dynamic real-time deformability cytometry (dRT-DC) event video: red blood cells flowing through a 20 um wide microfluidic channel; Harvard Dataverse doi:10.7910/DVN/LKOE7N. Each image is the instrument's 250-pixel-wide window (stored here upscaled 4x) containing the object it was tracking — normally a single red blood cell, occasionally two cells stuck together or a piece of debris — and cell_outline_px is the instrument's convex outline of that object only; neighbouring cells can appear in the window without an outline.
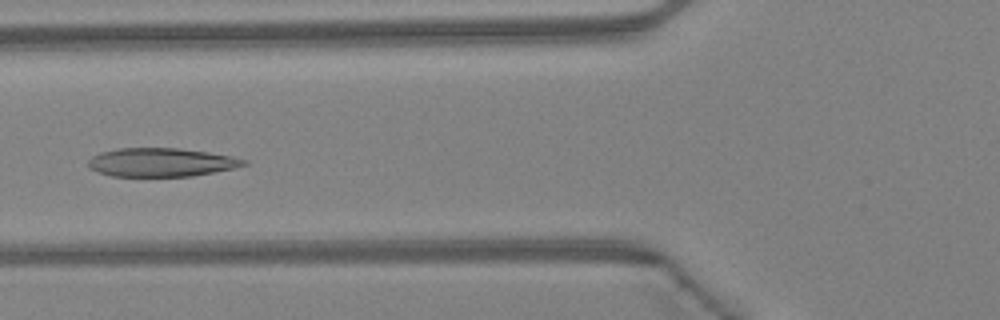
{"species": "Egyptian fruit bat (a non-hibernating species)", "species_latin": "Rousettus aegyptiacus", "temperature_condition": "warm", "stored_images_in_passage": 46, "camera_frame_rate_fps": 3000, "um_per_image_px": 0.085, "animal": {"sex": "female"}, "frame": {"image": 1, "passage_image": 17, "time_ms": 5.333, "image_size_px": [1000, 320], "cell_outline_px": [[248, 164], [232, 168], [192, 176], [112, 176], [88, 168], [88, 160], [92, 156], [100, 152], [116, 148], [180, 148], [208, 152], [232, 156], [248, 160]], "centroid_in_image_um": [13.68, 13.79], "position_along_channel_um": 112.1, "area_um2": 25.89}}
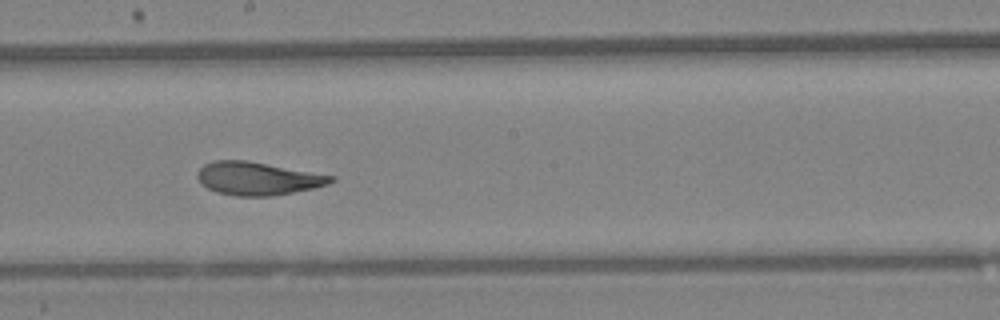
{"frame": {"image": 2, "passage_image": 25, "time_ms": 8.0, "image_size_px": [1000, 320], "cell_outline_px": [[336, 180], [328, 184], [312, 188], [272, 196], [236, 196], [216, 192], [200, 184], [196, 176], [196, 172], [204, 164], [216, 160], [244, 160], [336, 176]], "centroid_in_image_um": [21.87, 15.17], "position_along_channel_um": 226.3, "area_um2": 25.66}}
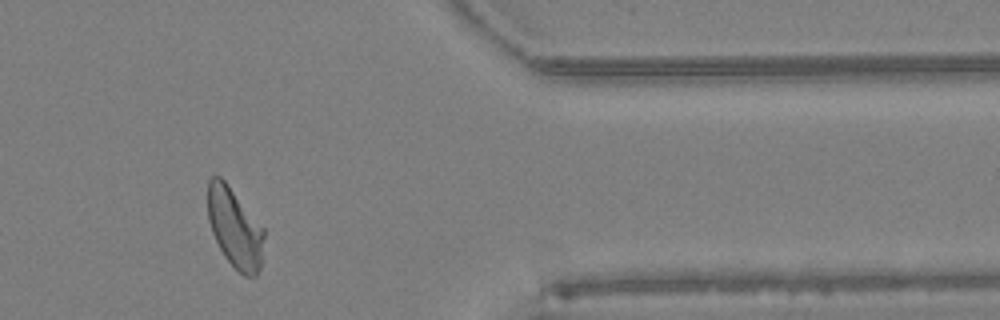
{"frame": {"image": 3, "passage_image": 38, "time_ms": 12.333, "image_size_px": [1000, 320], "cell_outline_px": [[264, 236], [260, 268], [256, 276], [244, 276], [224, 256], [212, 232], [208, 220], [208, 180], [212, 176], [220, 176], [228, 184], [264, 228]], "centroid_in_image_um": [19.96, 19.36], "position_along_channel_um": 391.4, "area_um2": 25.89}, "authors_computed_cell_mechanics": {"area_um2": 26.9926, "velocity_mm_per_s": 4.3065, "shape_relaxation_time_tau1_ms": 4.6354, "shape_relaxation_time_tau2_ms": 1.3063, "deformation_change_tau1": 0.1694, "deformation_change_tau2": 0.0778}}